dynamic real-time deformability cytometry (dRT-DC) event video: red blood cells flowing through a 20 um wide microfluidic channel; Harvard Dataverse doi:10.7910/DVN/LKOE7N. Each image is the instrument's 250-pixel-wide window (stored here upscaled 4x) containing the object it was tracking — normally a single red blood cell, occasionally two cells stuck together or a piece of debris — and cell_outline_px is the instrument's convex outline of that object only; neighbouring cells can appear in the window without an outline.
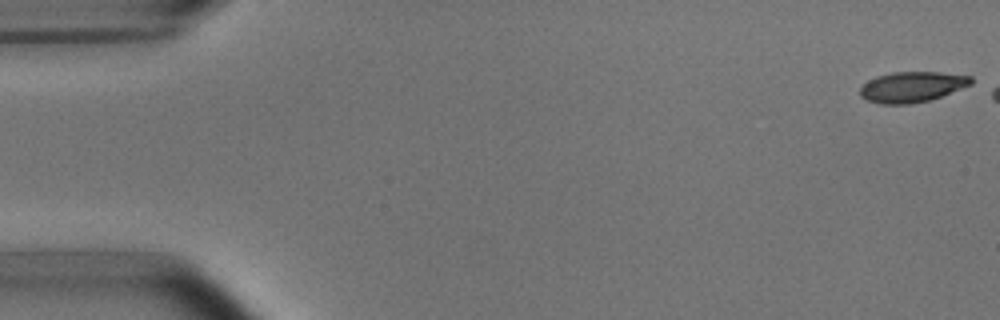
{"species": "common noctule bat (a hibernating species)", "species_latin": "Nyctalus noctula", "temperature_condition": "room temperature", "stored_images_in_passage": 5, "camera_frame_rate_fps": 3000, "um_per_image_px": 0.085, "animal": {"sex": "male", "body_mass_g": 15.6}, "frame": {"image": 1, "passage_image": 1, "time_ms": 0.0, "image_size_px": [1000, 320], "cell_outline_px": [[972, 84], [940, 96], [928, 100], [908, 104], [880, 104], [864, 100], [860, 96], [860, 88], [868, 80], [876, 76], [892, 72], [940, 72], [972, 76]], "centroid_in_image_um": [77.48, 7.38], "position_along_channel_um": 7.5, "area_um2": 19.71}}
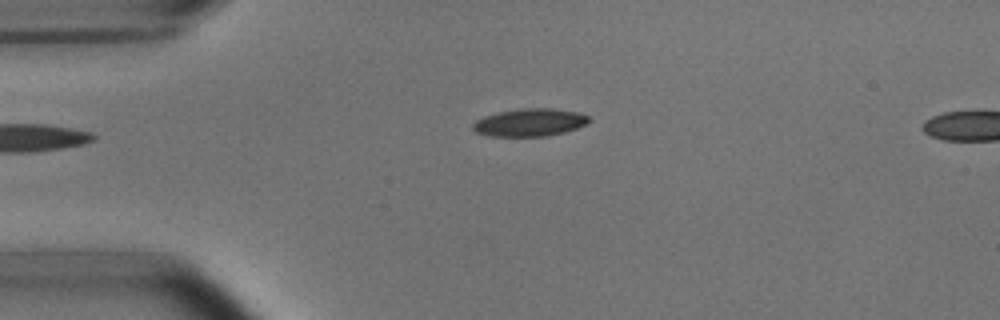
{"frame": {"image": 2, "passage_image": 5, "time_ms": 5.667, "image_size_px": [1000, 320], "cell_outline_px": [[592, 120], [588, 124], [564, 132], [548, 136], [488, 136], [476, 132], [472, 128], [472, 124], [476, 120], [484, 116], [500, 112], [524, 108], [548, 108], [576, 112], [588, 116]], "centroid_in_image_um": [45.03, 10.42], "position_along_channel_um": 40.0, "area_um2": 18.67}}